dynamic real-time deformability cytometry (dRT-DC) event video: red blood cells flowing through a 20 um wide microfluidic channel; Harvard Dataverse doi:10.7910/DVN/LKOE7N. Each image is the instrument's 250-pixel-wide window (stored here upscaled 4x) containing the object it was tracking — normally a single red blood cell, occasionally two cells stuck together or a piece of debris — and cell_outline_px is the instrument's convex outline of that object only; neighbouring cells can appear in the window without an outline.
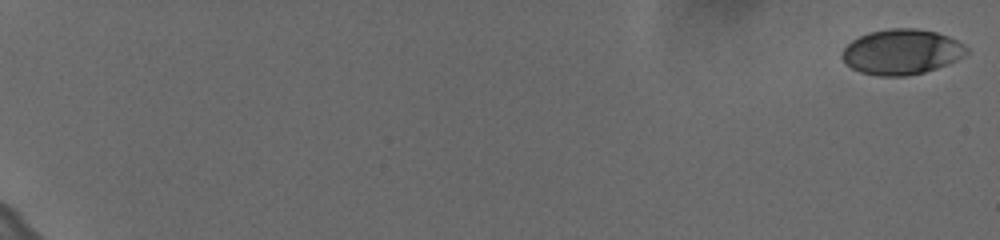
{"species": "human", "species_latin": "Homo sapiens", "temperature_condition": "cold", "stored_images_in_passage": 19, "camera_frame_rate_fps": 3000, "um_per_image_px": 0.085, "donor": {"sex": "female"}, "frame": {"image": 1, "passage_image": 1, "time_ms": 0.0, "image_size_px": [1000, 240], "cell_outline_px": [[968, 52], [964, 56], [948, 64], [924, 72], [908, 76], [876, 76], [860, 72], [852, 68], [840, 56], [844, 48], [852, 40], [868, 32], [888, 28], [916, 28], [936, 32], [948, 36], [964, 44], [968, 48]], "centroid_in_image_um": [76.64, 4.41], "position_along_channel_um": 8.4, "area_um2": 32.95}}
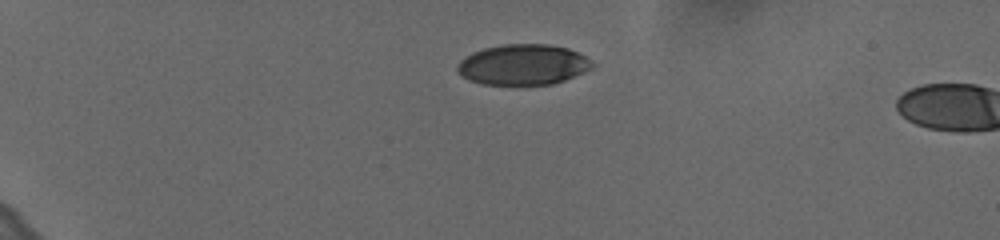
{"frame": {"image": 2, "passage_image": 17, "time_ms": 5.333, "image_size_px": [1000, 240], "cell_outline_px": [[596, 64], [592, 68], [584, 72], [564, 80], [552, 84], [484, 84], [468, 80], [456, 68], [456, 64], [464, 56], [472, 52], [484, 48], [504, 44], [548, 44], [568, 48], [592, 60]], "centroid_in_image_um": [44.46, 5.48], "position_along_channel_um": 40.5, "area_um2": 31.85}}